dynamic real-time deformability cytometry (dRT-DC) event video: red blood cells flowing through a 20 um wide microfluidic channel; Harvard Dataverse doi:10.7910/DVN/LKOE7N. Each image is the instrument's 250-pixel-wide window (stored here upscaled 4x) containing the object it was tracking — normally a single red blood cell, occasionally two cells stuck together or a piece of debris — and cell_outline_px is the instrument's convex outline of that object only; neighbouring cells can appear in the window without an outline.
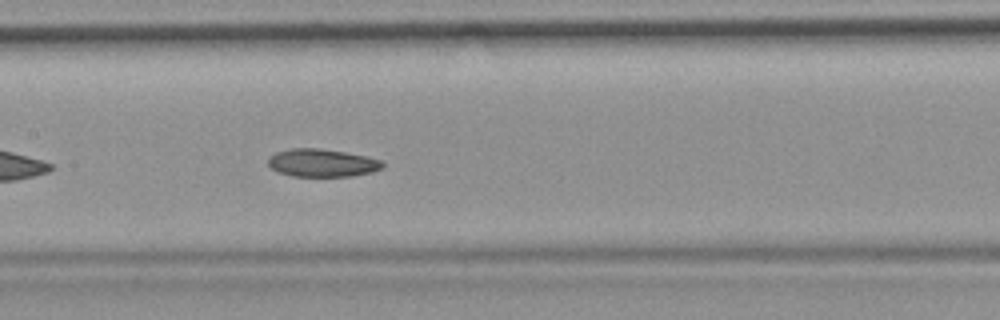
{"species": "common noctule bat (a hibernating species)", "species_latin": "Nyctalus noctula", "temperature_condition": "room temperature", "stored_images_in_passage": 40, "camera_frame_rate_fps": 3000, "um_per_image_px": 0.085, "animal": {"sex": "female", "body_mass_g": 19.9}, "frame": {"image": 1, "passage_image": 12, "time_ms": 3.667, "image_size_px": [1000, 320], "cell_outline_px": [[384, 168], [372, 172], [352, 176], [292, 176], [280, 172], [272, 168], [268, 164], [268, 156], [276, 152], [292, 148], [320, 148], [344, 152], [384, 160]], "centroid_in_image_um": [27.4, 13.84], "position_along_channel_um": 180.0, "area_um2": 18.61}}
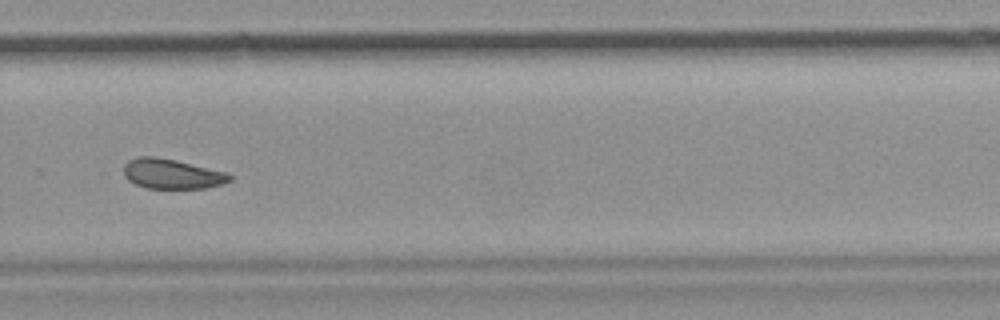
{"frame": {"image": 2, "passage_image": 23, "time_ms": 7.333, "image_size_px": [1000, 320], "cell_outline_px": [[232, 180], [224, 184], [208, 188], [148, 188], [136, 184], [128, 180], [124, 176], [124, 164], [128, 160], [140, 156], [156, 156], [176, 160], [228, 172], [232, 176]], "centroid_in_image_um": [14.65, 14.77], "position_along_channel_um": 315.2, "area_um2": 18.67}, "authors_computed_cell_mechanics": {"area_um2": 19.1607, "velocity_mm_per_s": 3.6998, "shape_relaxation_time_tau1_ms": null, "shape_relaxation_time_tau2_ms": 5.4232, "deformation_change_tau1": null, "deformation_change_tau2": 0.0986}}